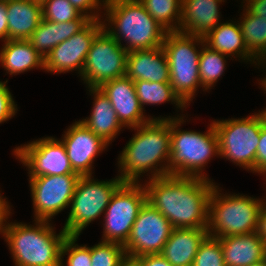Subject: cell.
Instances as JSON below:
<instances>
[{"label":"cell","instance_id":"6da1fadb","mask_svg":"<svg viewBox=\"0 0 266 266\" xmlns=\"http://www.w3.org/2000/svg\"><path fill=\"white\" fill-rule=\"evenodd\" d=\"M215 185L211 179L164 176L145 181L147 202L174 228L208 227V201Z\"/></svg>","mask_w":266,"mask_h":266},{"label":"cell","instance_id":"7a4b0ae2","mask_svg":"<svg viewBox=\"0 0 266 266\" xmlns=\"http://www.w3.org/2000/svg\"><path fill=\"white\" fill-rule=\"evenodd\" d=\"M176 116H160L132 128L135 135L126 143L117 161L118 176L124 182L140 183V176L148 172L149 179L170 175V118L184 117Z\"/></svg>","mask_w":266,"mask_h":266},{"label":"cell","instance_id":"3957f363","mask_svg":"<svg viewBox=\"0 0 266 266\" xmlns=\"http://www.w3.org/2000/svg\"><path fill=\"white\" fill-rule=\"evenodd\" d=\"M102 10L106 11L103 13V29L127 52L162 46L167 31L154 20L139 0H116L105 4ZM122 40L126 42L125 45Z\"/></svg>","mask_w":266,"mask_h":266},{"label":"cell","instance_id":"277c9868","mask_svg":"<svg viewBox=\"0 0 266 266\" xmlns=\"http://www.w3.org/2000/svg\"><path fill=\"white\" fill-rule=\"evenodd\" d=\"M34 225L9 222L5 240L15 266H60L61 248L68 234L62 228L57 234L47 220H34Z\"/></svg>","mask_w":266,"mask_h":266},{"label":"cell","instance_id":"5b68a950","mask_svg":"<svg viewBox=\"0 0 266 266\" xmlns=\"http://www.w3.org/2000/svg\"><path fill=\"white\" fill-rule=\"evenodd\" d=\"M184 117L170 118V159L168 172L174 176L209 179L205 175L206 164L214 157H220L219 142L213 121L205 133L181 130ZM204 169V170H203Z\"/></svg>","mask_w":266,"mask_h":266},{"label":"cell","instance_id":"8992f818","mask_svg":"<svg viewBox=\"0 0 266 266\" xmlns=\"http://www.w3.org/2000/svg\"><path fill=\"white\" fill-rule=\"evenodd\" d=\"M220 192L222 189L215 184L208 201L209 236L222 238L255 232L264 198Z\"/></svg>","mask_w":266,"mask_h":266},{"label":"cell","instance_id":"52a82bcc","mask_svg":"<svg viewBox=\"0 0 266 266\" xmlns=\"http://www.w3.org/2000/svg\"><path fill=\"white\" fill-rule=\"evenodd\" d=\"M204 44L203 37L180 31L167 32L162 44L168 60L170 85L187 107L195 98L199 86L201 88L199 56L200 46Z\"/></svg>","mask_w":266,"mask_h":266},{"label":"cell","instance_id":"ba28073f","mask_svg":"<svg viewBox=\"0 0 266 266\" xmlns=\"http://www.w3.org/2000/svg\"><path fill=\"white\" fill-rule=\"evenodd\" d=\"M262 124L261 111L245 118L213 120L220 157L256 174V150Z\"/></svg>","mask_w":266,"mask_h":266},{"label":"cell","instance_id":"9c48e42d","mask_svg":"<svg viewBox=\"0 0 266 266\" xmlns=\"http://www.w3.org/2000/svg\"><path fill=\"white\" fill-rule=\"evenodd\" d=\"M123 183L120 176L100 181L92 175L80 176L69 206L68 218L62 227L68 236H80L91 222L100 217Z\"/></svg>","mask_w":266,"mask_h":266},{"label":"cell","instance_id":"30bf717a","mask_svg":"<svg viewBox=\"0 0 266 266\" xmlns=\"http://www.w3.org/2000/svg\"><path fill=\"white\" fill-rule=\"evenodd\" d=\"M147 201L144 184L124 182L113 194L103 220V242L124 245L131 233L138 212Z\"/></svg>","mask_w":266,"mask_h":266},{"label":"cell","instance_id":"8fae6325","mask_svg":"<svg viewBox=\"0 0 266 266\" xmlns=\"http://www.w3.org/2000/svg\"><path fill=\"white\" fill-rule=\"evenodd\" d=\"M127 55L125 48L102 29L92 41L81 74L86 88L126 76Z\"/></svg>","mask_w":266,"mask_h":266},{"label":"cell","instance_id":"7c38bea8","mask_svg":"<svg viewBox=\"0 0 266 266\" xmlns=\"http://www.w3.org/2000/svg\"><path fill=\"white\" fill-rule=\"evenodd\" d=\"M16 159L28 168L29 177L76 173L67 156L64 143L54 137H43L13 150Z\"/></svg>","mask_w":266,"mask_h":266},{"label":"cell","instance_id":"4fadbf2b","mask_svg":"<svg viewBox=\"0 0 266 266\" xmlns=\"http://www.w3.org/2000/svg\"><path fill=\"white\" fill-rule=\"evenodd\" d=\"M79 174L29 177L34 220H47L69 208Z\"/></svg>","mask_w":266,"mask_h":266},{"label":"cell","instance_id":"5bb4252c","mask_svg":"<svg viewBox=\"0 0 266 266\" xmlns=\"http://www.w3.org/2000/svg\"><path fill=\"white\" fill-rule=\"evenodd\" d=\"M174 227L147 201L138 212L130 236L123 245L126 255L161 254Z\"/></svg>","mask_w":266,"mask_h":266},{"label":"cell","instance_id":"9a60e30c","mask_svg":"<svg viewBox=\"0 0 266 266\" xmlns=\"http://www.w3.org/2000/svg\"><path fill=\"white\" fill-rule=\"evenodd\" d=\"M101 20H91L78 33L55 46L44 59V70L52 74L78 71L81 77L92 41L103 29Z\"/></svg>","mask_w":266,"mask_h":266},{"label":"cell","instance_id":"2e32d148","mask_svg":"<svg viewBox=\"0 0 266 266\" xmlns=\"http://www.w3.org/2000/svg\"><path fill=\"white\" fill-rule=\"evenodd\" d=\"M64 133L61 140L73 170L80 176L92 175L95 157L109 144L80 121H75Z\"/></svg>","mask_w":266,"mask_h":266},{"label":"cell","instance_id":"e0dca14e","mask_svg":"<svg viewBox=\"0 0 266 266\" xmlns=\"http://www.w3.org/2000/svg\"><path fill=\"white\" fill-rule=\"evenodd\" d=\"M109 99L113 109L116 111L118 120L124 128L131 129L149 122L156 117L145 116V109L140 105L136 95L134 81L123 76L106 81L98 87Z\"/></svg>","mask_w":266,"mask_h":266},{"label":"cell","instance_id":"ac0fdd59","mask_svg":"<svg viewBox=\"0 0 266 266\" xmlns=\"http://www.w3.org/2000/svg\"><path fill=\"white\" fill-rule=\"evenodd\" d=\"M126 76L132 81L170 83L168 60L163 46L128 52Z\"/></svg>","mask_w":266,"mask_h":266},{"label":"cell","instance_id":"d6986e66","mask_svg":"<svg viewBox=\"0 0 266 266\" xmlns=\"http://www.w3.org/2000/svg\"><path fill=\"white\" fill-rule=\"evenodd\" d=\"M224 0H182L180 32L205 37L221 23Z\"/></svg>","mask_w":266,"mask_h":266},{"label":"cell","instance_id":"ffe728a7","mask_svg":"<svg viewBox=\"0 0 266 266\" xmlns=\"http://www.w3.org/2000/svg\"><path fill=\"white\" fill-rule=\"evenodd\" d=\"M218 239L225 266H249L266 259V242L255 232Z\"/></svg>","mask_w":266,"mask_h":266},{"label":"cell","instance_id":"44dd1931","mask_svg":"<svg viewBox=\"0 0 266 266\" xmlns=\"http://www.w3.org/2000/svg\"><path fill=\"white\" fill-rule=\"evenodd\" d=\"M207 229L174 228L161 255L173 266H192Z\"/></svg>","mask_w":266,"mask_h":266},{"label":"cell","instance_id":"7402d4cb","mask_svg":"<svg viewBox=\"0 0 266 266\" xmlns=\"http://www.w3.org/2000/svg\"><path fill=\"white\" fill-rule=\"evenodd\" d=\"M88 89L90 95L93 96V108L89 117L79 121L110 144L124 126L118 120L116 111L103 92L98 87H89Z\"/></svg>","mask_w":266,"mask_h":266},{"label":"cell","instance_id":"603a6c76","mask_svg":"<svg viewBox=\"0 0 266 266\" xmlns=\"http://www.w3.org/2000/svg\"><path fill=\"white\" fill-rule=\"evenodd\" d=\"M8 40H28L43 19L42 4L36 0H6Z\"/></svg>","mask_w":266,"mask_h":266},{"label":"cell","instance_id":"cb8c5ba5","mask_svg":"<svg viewBox=\"0 0 266 266\" xmlns=\"http://www.w3.org/2000/svg\"><path fill=\"white\" fill-rule=\"evenodd\" d=\"M204 38L205 45L231 58H240L242 62L257 63V59L247 50L238 21L221 22ZM244 60V61H243Z\"/></svg>","mask_w":266,"mask_h":266},{"label":"cell","instance_id":"d4e9b609","mask_svg":"<svg viewBox=\"0 0 266 266\" xmlns=\"http://www.w3.org/2000/svg\"><path fill=\"white\" fill-rule=\"evenodd\" d=\"M0 49V64L11 75L33 69L44 70V59L29 40H7Z\"/></svg>","mask_w":266,"mask_h":266},{"label":"cell","instance_id":"484cf974","mask_svg":"<svg viewBox=\"0 0 266 266\" xmlns=\"http://www.w3.org/2000/svg\"><path fill=\"white\" fill-rule=\"evenodd\" d=\"M90 21L72 20L61 23L42 19L28 40L42 58L45 59L55 46L78 33Z\"/></svg>","mask_w":266,"mask_h":266},{"label":"cell","instance_id":"4316f807","mask_svg":"<svg viewBox=\"0 0 266 266\" xmlns=\"http://www.w3.org/2000/svg\"><path fill=\"white\" fill-rule=\"evenodd\" d=\"M238 21L247 50L258 60L266 56V18L251 14L245 7Z\"/></svg>","mask_w":266,"mask_h":266},{"label":"cell","instance_id":"83f0119b","mask_svg":"<svg viewBox=\"0 0 266 266\" xmlns=\"http://www.w3.org/2000/svg\"><path fill=\"white\" fill-rule=\"evenodd\" d=\"M136 95L140 105H160L165 102H171L179 110H184L187 106L175 94L170 83L149 82L146 80L134 81Z\"/></svg>","mask_w":266,"mask_h":266},{"label":"cell","instance_id":"f1b7e54d","mask_svg":"<svg viewBox=\"0 0 266 266\" xmlns=\"http://www.w3.org/2000/svg\"><path fill=\"white\" fill-rule=\"evenodd\" d=\"M139 2L167 32L180 30L182 0H139Z\"/></svg>","mask_w":266,"mask_h":266},{"label":"cell","instance_id":"f546056e","mask_svg":"<svg viewBox=\"0 0 266 266\" xmlns=\"http://www.w3.org/2000/svg\"><path fill=\"white\" fill-rule=\"evenodd\" d=\"M229 56L210 49L205 44L201 46L199 56V78L203 91L210 90L224 75L226 70V58Z\"/></svg>","mask_w":266,"mask_h":266},{"label":"cell","instance_id":"4dcf8cb0","mask_svg":"<svg viewBox=\"0 0 266 266\" xmlns=\"http://www.w3.org/2000/svg\"><path fill=\"white\" fill-rule=\"evenodd\" d=\"M41 4L43 19L51 22L91 20L76 9L69 0H43Z\"/></svg>","mask_w":266,"mask_h":266},{"label":"cell","instance_id":"1f68e13d","mask_svg":"<svg viewBox=\"0 0 266 266\" xmlns=\"http://www.w3.org/2000/svg\"><path fill=\"white\" fill-rule=\"evenodd\" d=\"M126 255L124 246L116 242H103L91 246L92 266H119Z\"/></svg>","mask_w":266,"mask_h":266},{"label":"cell","instance_id":"d6a6232c","mask_svg":"<svg viewBox=\"0 0 266 266\" xmlns=\"http://www.w3.org/2000/svg\"><path fill=\"white\" fill-rule=\"evenodd\" d=\"M79 236H67L61 248V265L60 266H92L91 247L87 245H78L76 243ZM65 255L66 262L63 263Z\"/></svg>","mask_w":266,"mask_h":266},{"label":"cell","instance_id":"836d02e7","mask_svg":"<svg viewBox=\"0 0 266 266\" xmlns=\"http://www.w3.org/2000/svg\"><path fill=\"white\" fill-rule=\"evenodd\" d=\"M192 266H225L223 250L218 238L208 235L203 240Z\"/></svg>","mask_w":266,"mask_h":266},{"label":"cell","instance_id":"e575fe53","mask_svg":"<svg viewBox=\"0 0 266 266\" xmlns=\"http://www.w3.org/2000/svg\"><path fill=\"white\" fill-rule=\"evenodd\" d=\"M6 81H0V124L13 118L17 111V104L13 99Z\"/></svg>","mask_w":266,"mask_h":266},{"label":"cell","instance_id":"d590c367","mask_svg":"<svg viewBox=\"0 0 266 266\" xmlns=\"http://www.w3.org/2000/svg\"><path fill=\"white\" fill-rule=\"evenodd\" d=\"M71 4L78 9L83 15H86L91 20L103 18L100 12L104 8L101 0H69ZM99 12V13H98Z\"/></svg>","mask_w":266,"mask_h":266},{"label":"cell","instance_id":"8d00e7d4","mask_svg":"<svg viewBox=\"0 0 266 266\" xmlns=\"http://www.w3.org/2000/svg\"><path fill=\"white\" fill-rule=\"evenodd\" d=\"M256 173L266 175V121L264 116L260 130L259 144L256 150Z\"/></svg>","mask_w":266,"mask_h":266},{"label":"cell","instance_id":"74e56055","mask_svg":"<svg viewBox=\"0 0 266 266\" xmlns=\"http://www.w3.org/2000/svg\"><path fill=\"white\" fill-rule=\"evenodd\" d=\"M245 7L251 14L266 18V0H243Z\"/></svg>","mask_w":266,"mask_h":266},{"label":"cell","instance_id":"f35d334b","mask_svg":"<svg viewBox=\"0 0 266 266\" xmlns=\"http://www.w3.org/2000/svg\"><path fill=\"white\" fill-rule=\"evenodd\" d=\"M6 199L0 193V234L2 237L5 236L7 220L11 214V206Z\"/></svg>","mask_w":266,"mask_h":266},{"label":"cell","instance_id":"ab89813d","mask_svg":"<svg viewBox=\"0 0 266 266\" xmlns=\"http://www.w3.org/2000/svg\"><path fill=\"white\" fill-rule=\"evenodd\" d=\"M141 266H173L161 254L140 256Z\"/></svg>","mask_w":266,"mask_h":266},{"label":"cell","instance_id":"60d3db41","mask_svg":"<svg viewBox=\"0 0 266 266\" xmlns=\"http://www.w3.org/2000/svg\"><path fill=\"white\" fill-rule=\"evenodd\" d=\"M0 39L3 42L8 40V17L6 0H0Z\"/></svg>","mask_w":266,"mask_h":266},{"label":"cell","instance_id":"b9f144b4","mask_svg":"<svg viewBox=\"0 0 266 266\" xmlns=\"http://www.w3.org/2000/svg\"><path fill=\"white\" fill-rule=\"evenodd\" d=\"M256 234L260 236V238L266 242V200L264 199L260 215L257 219V227Z\"/></svg>","mask_w":266,"mask_h":266},{"label":"cell","instance_id":"7bdbcfd3","mask_svg":"<svg viewBox=\"0 0 266 266\" xmlns=\"http://www.w3.org/2000/svg\"><path fill=\"white\" fill-rule=\"evenodd\" d=\"M119 266H141L140 257L125 255L121 259Z\"/></svg>","mask_w":266,"mask_h":266},{"label":"cell","instance_id":"ee69618b","mask_svg":"<svg viewBox=\"0 0 266 266\" xmlns=\"http://www.w3.org/2000/svg\"><path fill=\"white\" fill-rule=\"evenodd\" d=\"M256 65H258L259 67L262 66L263 68H265L266 67L265 66L266 65V56L258 59ZM265 70H266V68H265ZM264 73H265V76L263 77V79L261 78V80H260L261 83L259 82V85H261V88H263V90L265 91L264 92V94H265L266 93V72H264Z\"/></svg>","mask_w":266,"mask_h":266},{"label":"cell","instance_id":"f6af8a7d","mask_svg":"<svg viewBox=\"0 0 266 266\" xmlns=\"http://www.w3.org/2000/svg\"><path fill=\"white\" fill-rule=\"evenodd\" d=\"M249 266H266V259L261 260V261H259L257 263L251 264Z\"/></svg>","mask_w":266,"mask_h":266},{"label":"cell","instance_id":"bcb514c9","mask_svg":"<svg viewBox=\"0 0 266 266\" xmlns=\"http://www.w3.org/2000/svg\"><path fill=\"white\" fill-rule=\"evenodd\" d=\"M103 2V4H107V3H110V2H113V1H116V0H101Z\"/></svg>","mask_w":266,"mask_h":266},{"label":"cell","instance_id":"7dc6e473","mask_svg":"<svg viewBox=\"0 0 266 266\" xmlns=\"http://www.w3.org/2000/svg\"><path fill=\"white\" fill-rule=\"evenodd\" d=\"M261 112H262V114H263V116H264V119H265V121H266V107H265V109H263Z\"/></svg>","mask_w":266,"mask_h":266}]
</instances>
